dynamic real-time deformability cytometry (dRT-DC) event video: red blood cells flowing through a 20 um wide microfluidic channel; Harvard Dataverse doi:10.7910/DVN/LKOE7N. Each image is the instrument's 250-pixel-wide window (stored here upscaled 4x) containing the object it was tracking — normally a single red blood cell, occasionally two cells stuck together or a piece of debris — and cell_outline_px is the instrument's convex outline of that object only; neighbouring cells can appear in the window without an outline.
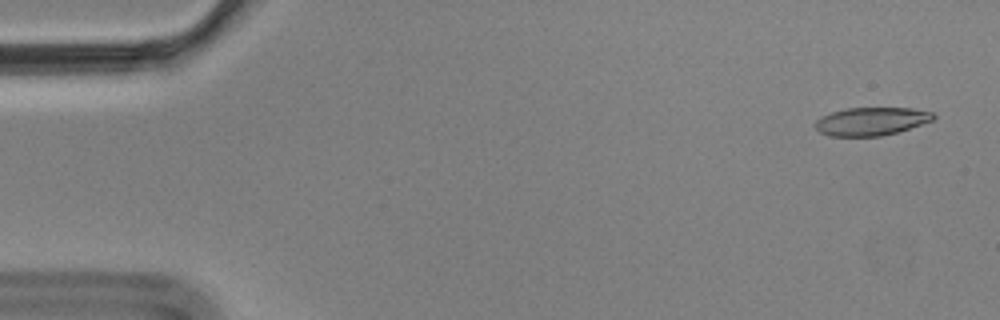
{"species": "Egyptian fruit bat (a non-hibernating species)", "species_latin": "Rousettus aegyptiacus", "temperature_condition": "cold", "stored_images_in_passage": 5, "camera_frame_rate_fps": 3000, "um_per_image_px": 0.085, "animal": {"sex": "male"}, "frame": {"image": 1, "passage_image": 1, "time_ms": 0.0, "image_size_px": [1000, 320], "cell_outline_px": [[936, 116], [932, 120], [896, 132], [880, 136], [832, 136], [820, 132], [812, 124], [820, 116], [832, 112], [848, 108], [912, 108], [932, 112]], "centroid_in_image_um": [74.01, 10.31], "position_along_channel_um": 11.0, "area_um2": 19.19}}
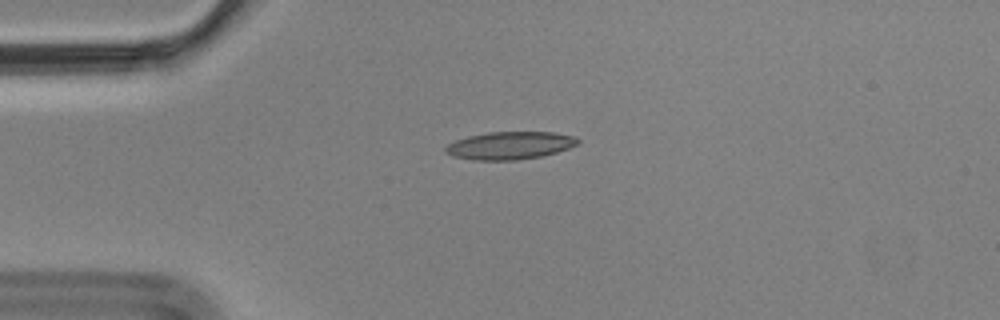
{"frame": {"image": 2, "passage_image": 4, "time_ms": 1.0, "image_size_px": [1000, 320], "cell_outline_px": [[580, 144], [556, 152], [540, 156], [516, 160], [472, 160], [452, 156], [444, 152], [444, 148], [448, 144], [456, 140], [468, 136], [488, 132], [552, 132], [572, 136], [580, 140]], "centroid_in_image_um": [43.31, 12.37], "position_along_channel_um": 41.7, "area_um2": 21.33}}